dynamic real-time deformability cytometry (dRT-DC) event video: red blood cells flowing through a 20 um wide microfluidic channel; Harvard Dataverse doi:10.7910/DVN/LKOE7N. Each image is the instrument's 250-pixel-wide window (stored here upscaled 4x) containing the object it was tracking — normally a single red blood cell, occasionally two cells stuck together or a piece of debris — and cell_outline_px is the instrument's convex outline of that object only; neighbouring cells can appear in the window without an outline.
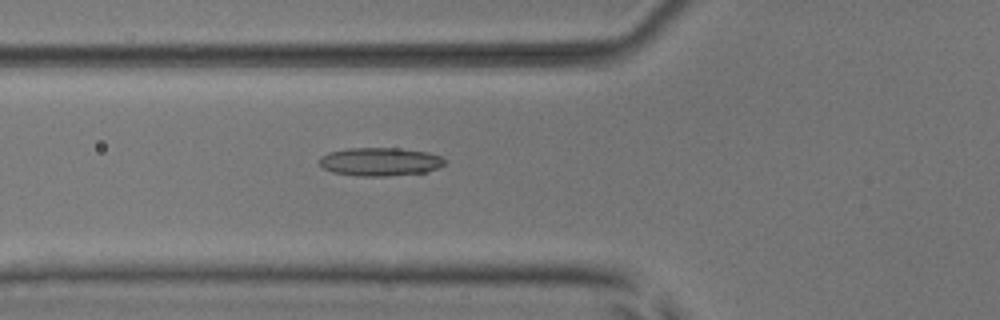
{"species": "common noctule bat (a hibernating species)", "species_latin": "Nyctalus noctula", "temperature_condition": "room temperature", "stored_images_in_passage": 53, "camera_frame_rate_fps": 3000, "um_per_image_px": 0.085, "animal": {"sex": "male", "body_mass_g": 17.9, "forearm_length_mm": 54.2}, "frame": {"image": 1, "passage_image": 20, "time_ms": 6.333, "image_size_px": [1000, 320], "cell_outline_px": [[448, 160], [444, 164], [436, 168], [424, 172], [384, 176], [356, 176], [332, 172], [320, 168], [320, 156], [328, 152], [348, 148], [396, 148], [428, 152], [440, 156]], "centroid_in_image_um": [32.26, 13.74], "position_along_channel_um": 93.5, "area_um2": 20.75}}
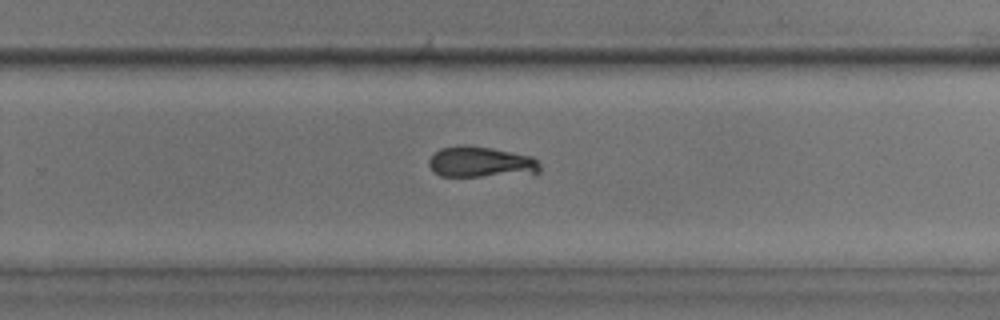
{"frame": {"image": 2, "passage_image": 35, "time_ms": 11.333, "image_size_px": [1000, 320], "cell_outline_px": [[540, 172], [480, 176], [440, 176], [428, 164], [428, 160], [440, 148], [456, 144], [460, 144], [492, 148], [532, 156], [540, 164]], "centroid_in_image_um": [40.84, 13.75], "position_along_channel_um": 289.0, "area_um2": 19.71}}
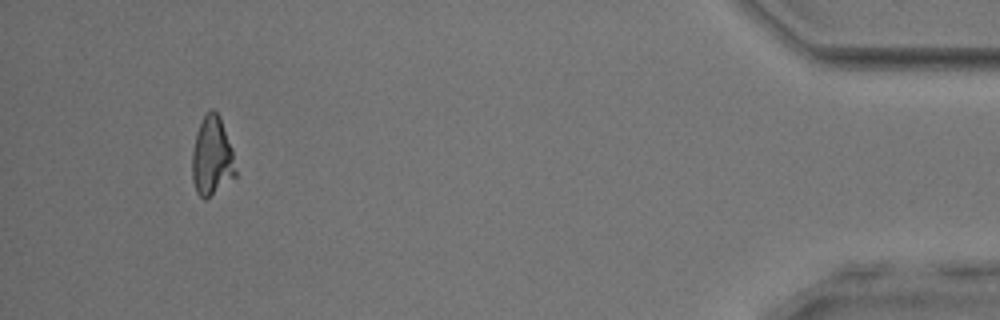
{"frame": {"image": 3, "passage_image": 50, "time_ms": 16.333, "image_size_px": [1000, 320], "cell_outline_px": [[236, 176], [204, 200], [196, 192], [192, 180], [192, 152], [196, 132], [204, 116], [212, 108], [220, 116], [232, 148], [236, 172]], "centroid_in_image_um": [18.0, 13.29], "position_along_channel_um": 417.2, "area_um2": 19.88}, "authors_computed_cell_mechanics": {"area_um2": 20.4034, "velocity_mm_per_s": 3.913, "shape_relaxation_time_tau1_ms": null, "shape_relaxation_time_tau2_ms": 10.262, "deformation_change_tau1": null, "deformation_change_tau2": 0.1644}}